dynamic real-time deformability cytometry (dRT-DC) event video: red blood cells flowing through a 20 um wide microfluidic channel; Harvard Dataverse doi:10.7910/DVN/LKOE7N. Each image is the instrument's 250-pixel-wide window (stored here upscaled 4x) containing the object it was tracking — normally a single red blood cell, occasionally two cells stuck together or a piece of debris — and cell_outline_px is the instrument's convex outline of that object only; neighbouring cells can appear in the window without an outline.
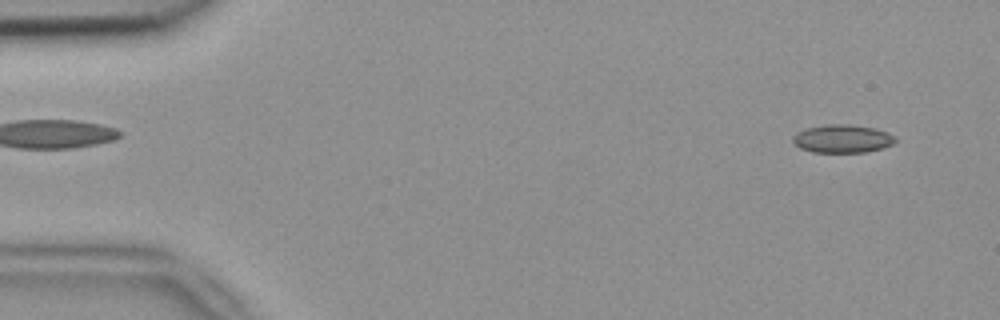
{"species": "common noctule bat (a hibernating species)", "species_latin": "Nyctalus noctula", "temperature_condition": "room temperature", "stored_images_in_passage": 4, "camera_frame_rate_fps": 3000, "um_per_image_px": 0.085, "animal": {"sex": "female", "body_mass_g": 18.4}, "frame": {"image": 1, "passage_image": 4, "time_ms": 1.0, "image_size_px": [1000, 320], "cell_outline_px": [[896, 140], [892, 144], [880, 148], [864, 152], [812, 152], [800, 148], [792, 140], [792, 136], [796, 132], [804, 128], [828, 124], [848, 124], [876, 128], [888, 132], [896, 136]], "centroid_in_image_um": [71.59, 11.77], "position_along_channel_um": 13.4, "area_um2": 16.88}}